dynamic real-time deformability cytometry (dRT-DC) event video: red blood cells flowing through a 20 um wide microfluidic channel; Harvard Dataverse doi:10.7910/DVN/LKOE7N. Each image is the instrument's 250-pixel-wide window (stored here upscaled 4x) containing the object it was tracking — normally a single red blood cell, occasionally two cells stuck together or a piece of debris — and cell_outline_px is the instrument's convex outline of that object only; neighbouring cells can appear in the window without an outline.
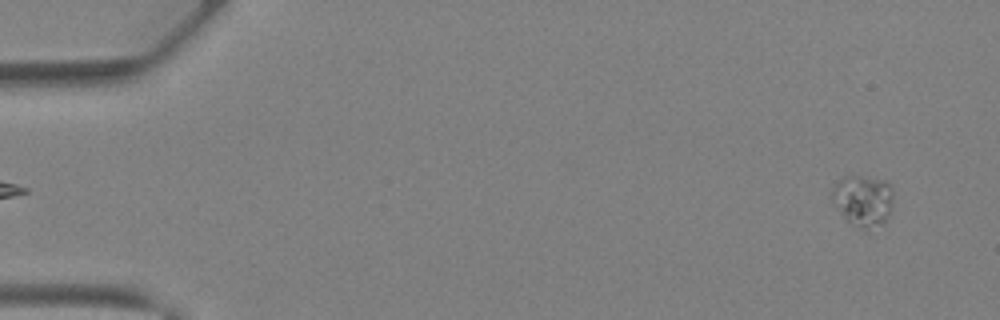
{"species": "Egyptian fruit bat (a non-hibernating species)", "species_latin": "Rousettus aegyptiacus", "temperature_condition": "warm", "stored_images_in_passage": 19, "camera_frame_rate_fps": 3000, "um_per_image_px": 0.085, "animal": {"sex": "female"}, "frame": {"image": 1, "passage_image": 3, "time_ms": 0.667, "image_size_px": [1000, 320], "cell_outline_px": [[892, 208], [884, 224], [868, 232], [864, 232], [852, 224], [832, 204], [832, 188], [844, 176], [860, 176], [888, 180], [892, 184]], "centroid_in_image_um": [73.4, 17.08], "position_along_channel_um": 11.6, "area_um2": 18.84}}
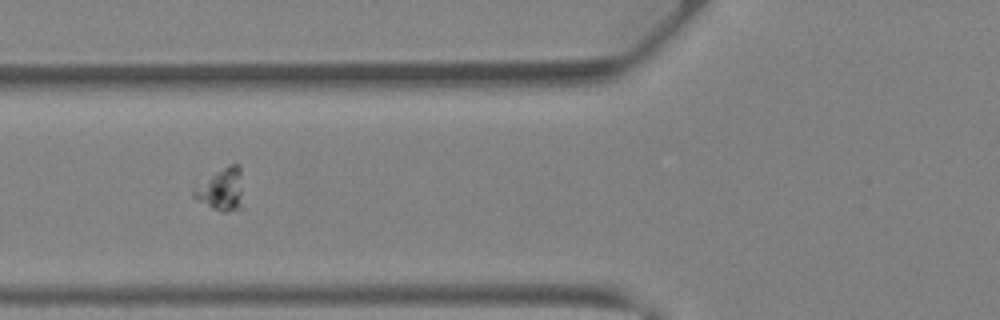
{"frame": {"image": 2, "passage_image": 17, "time_ms": 5.333, "image_size_px": [1000, 320], "cell_outline_px": [[244, 208], [224, 212], [220, 212], [196, 200], [192, 196], [192, 192], [216, 172], [228, 164], [240, 164]], "centroid_in_image_um": [18.9, 16.14], "position_along_channel_um": 106.9, "area_um2": 12.2}}
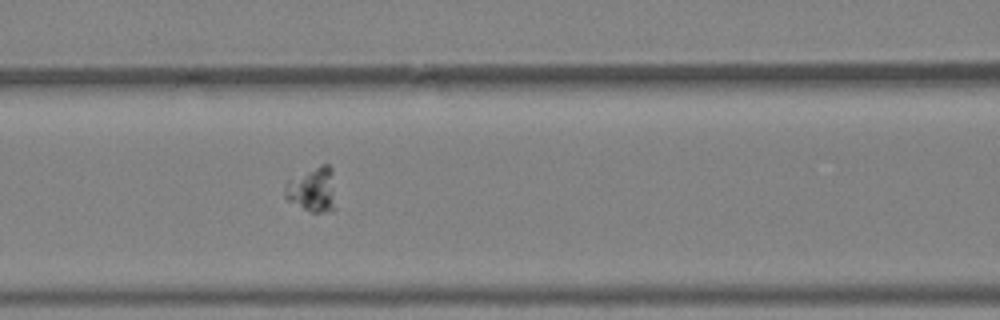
{"frame": {"image": 3, "passage_image": 19, "time_ms": 6.0, "image_size_px": [1000, 320], "cell_outline_px": [[336, 208], [332, 212], [312, 212], [288, 200], [284, 196], [284, 188], [288, 180], [320, 164], [328, 164], [332, 168]], "centroid_in_image_um": [26.6, 16.12], "position_along_channel_um": 140.0, "area_um2": 13.35}}